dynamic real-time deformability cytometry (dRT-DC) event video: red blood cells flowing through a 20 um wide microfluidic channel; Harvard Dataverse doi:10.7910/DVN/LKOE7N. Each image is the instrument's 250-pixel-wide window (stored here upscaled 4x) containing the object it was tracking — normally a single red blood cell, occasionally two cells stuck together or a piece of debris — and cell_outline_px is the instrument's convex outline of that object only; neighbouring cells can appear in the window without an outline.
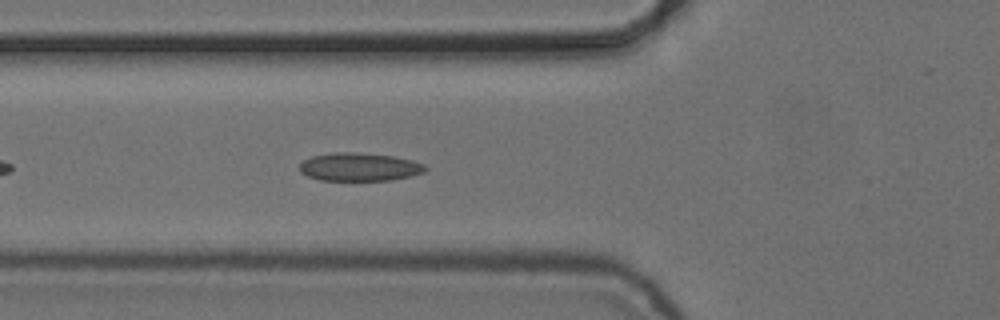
{"species": "common noctule bat (a hibernating species)", "species_latin": "Nyctalus noctula", "temperature_condition": "cold", "stored_images_in_passage": 40, "camera_frame_rate_fps": 3000, "um_per_image_px": 0.085, "animal": {"sex": "female", "body_mass_g": 24.6, "forearm_length_mm": 56.2}, "frame": {"image": 1, "passage_image": 7, "time_ms": 2.0, "image_size_px": [1000, 320], "cell_outline_px": [[428, 168], [424, 172], [392, 180], [320, 180], [308, 176], [300, 172], [300, 164], [304, 160], [312, 156], [332, 152], [356, 152], [392, 156], [412, 160], [424, 164]], "centroid_in_image_um": [30.54, 14.18], "position_along_channel_um": 95.3, "area_um2": 20.58}}
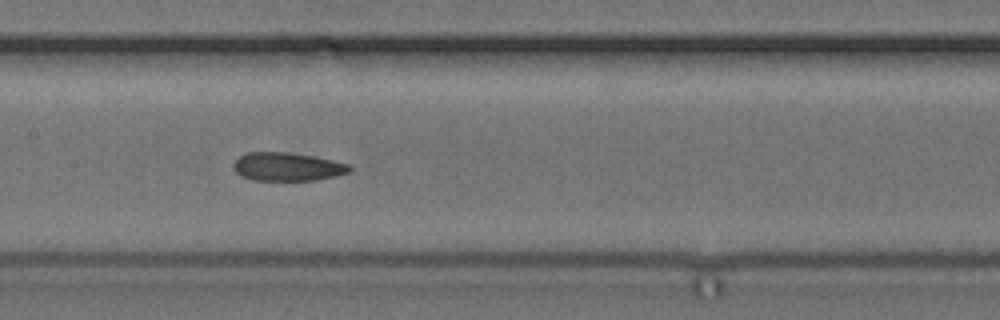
{"frame": {"image": 2, "passage_image": 14, "time_ms": 4.333, "image_size_px": [1000, 320], "cell_outline_px": [[352, 172], [336, 176], [316, 180], [252, 180], [240, 176], [232, 168], [232, 164], [244, 152], [288, 152], [312, 156], [332, 160], [348, 164], [352, 168]], "centroid_in_image_um": [24.4, 14.17], "position_along_channel_um": 183.0, "area_um2": 19.36}}
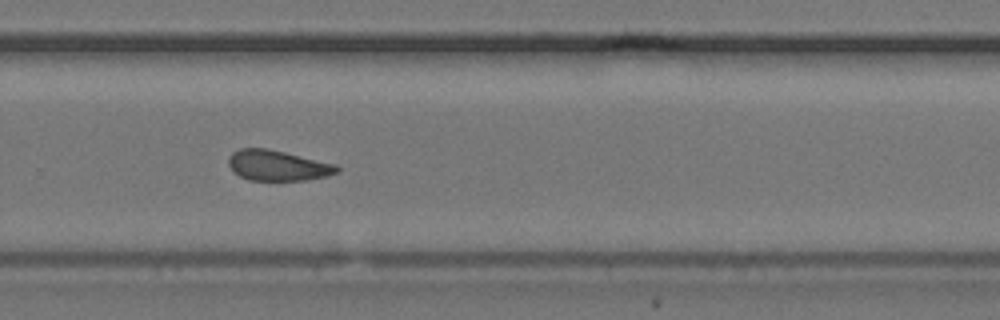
{"frame": {"image": 3, "passage_image": 24, "time_ms": 7.667, "image_size_px": [1000, 320], "cell_outline_px": [[340, 172], [328, 176], [304, 180], [248, 180], [232, 172], [228, 164], [228, 156], [232, 152], [240, 148], [268, 148], [336, 164], [340, 168]], "centroid_in_image_um": [23.59, 14.06], "position_along_channel_um": 306.2, "area_um2": 19.48}, "authors_computed_cell_mechanics": {"area_um2": 19.4208, "velocity_mm_per_s": 3.719, "shape_relaxation_time_tau1_ms": null, "shape_relaxation_time_tau2_ms": 3.0559, "deformation_change_tau1": null, "deformation_change_tau2": 0.0996}}